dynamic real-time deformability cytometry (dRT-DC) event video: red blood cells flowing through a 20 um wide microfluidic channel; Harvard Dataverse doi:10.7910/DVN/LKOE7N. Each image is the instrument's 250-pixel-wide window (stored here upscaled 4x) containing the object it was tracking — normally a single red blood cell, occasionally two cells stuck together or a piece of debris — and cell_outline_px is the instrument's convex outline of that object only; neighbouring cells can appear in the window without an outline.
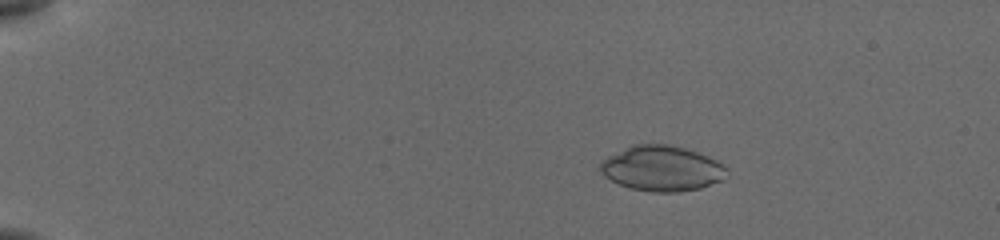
{"species": "common noctule bat (a hibernating species)", "species_latin": "Nyctalus noctula", "temperature_condition": "cold", "stored_images_in_passage": 12, "camera_frame_rate_fps": 3000, "um_per_image_px": 0.085, "animal": {"sex": "female", "body_mass_g": 19.5, "forearm_length_mm": 54.1}, "frame": {"image": 1, "passage_image": 1, "time_ms": 0.0, "image_size_px": [1000, 240], "cell_outline_px": [[728, 176], [724, 180], [700, 188], [676, 192], [652, 192], [632, 188], [620, 184], [604, 176], [600, 172], [600, 164], [608, 156], [632, 144], [668, 144], [684, 148], [696, 152], [716, 160], [724, 164], [728, 168]], "centroid_in_image_um": [56.3, 14.32], "position_along_channel_um": 28.7, "area_um2": 33.41}}